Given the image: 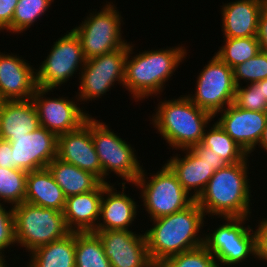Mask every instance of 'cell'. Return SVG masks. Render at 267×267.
Wrapping results in <instances>:
<instances>
[{"label":"cell","instance_id":"1","mask_svg":"<svg viewBox=\"0 0 267 267\" xmlns=\"http://www.w3.org/2000/svg\"><path fill=\"white\" fill-rule=\"evenodd\" d=\"M133 48L132 42L129 43L123 88L131 93L129 95H132L135 102L162 94L166 88L165 83L173 76L188 54V50L180 44L166 49L164 47L159 50L139 51V54H135Z\"/></svg>","mask_w":267,"mask_h":267},{"label":"cell","instance_id":"2","mask_svg":"<svg viewBox=\"0 0 267 267\" xmlns=\"http://www.w3.org/2000/svg\"><path fill=\"white\" fill-rule=\"evenodd\" d=\"M249 158L227 164L214 172L204 191L195 200L205 216L250 217L252 205L249 182ZM248 163V164H247ZM248 174V175H247Z\"/></svg>","mask_w":267,"mask_h":267},{"label":"cell","instance_id":"3","mask_svg":"<svg viewBox=\"0 0 267 267\" xmlns=\"http://www.w3.org/2000/svg\"><path fill=\"white\" fill-rule=\"evenodd\" d=\"M204 219L203 210L194 201L184 210L150 220L153 226L144 234L151 260L163 261L203 245L204 233L201 229L206 223Z\"/></svg>","mask_w":267,"mask_h":267},{"label":"cell","instance_id":"4","mask_svg":"<svg viewBox=\"0 0 267 267\" xmlns=\"http://www.w3.org/2000/svg\"><path fill=\"white\" fill-rule=\"evenodd\" d=\"M182 96V97H181ZM163 100L153 113V127L172 150L190 149L201 143L205 129L214 116L197 107L186 95ZM152 119V120H151Z\"/></svg>","mask_w":267,"mask_h":267},{"label":"cell","instance_id":"5","mask_svg":"<svg viewBox=\"0 0 267 267\" xmlns=\"http://www.w3.org/2000/svg\"><path fill=\"white\" fill-rule=\"evenodd\" d=\"M16 245L29 253L70 233L63 212L27 202L12 207Z\"/></svg>","mask_w":267,"mask_h":267},{"label":"cell","instance_id":"6","mask_svg":"<svg viewBox=\"0 0 267 267\" xmlns=\"http://www.w3.org/2000/svg\"><path fill=\"white\" fill-rule=\"evenodd\" d=\"M109 129L106 122H100L91 115V137L102 168V182L110 183L107 176L113 172L122 181L134 184L143 170V164L137 159L136 149Z\"/></svg>","mask_w":267,"mask_h":267},{"label":"cell","instance_id":"7","mask_svg":"<svg viewBox=\"0 0 267 267\" xmlns=\"http://www.w3.org/2000/svg\"><path fill=\"white\" fill-rule=\"evenodd\" d=\"M143 169L137 181L131 185L141 188L140 198L151 220L184 210L195 201L165 163L159 171L149 175L151 178Z\"/></svg>","mask_w":267,"mask_h":267},{"label":"cell","instance_id":"8","mask_svg":"<svg viewBox=\"0 0 267 267\" xmlns=\"http://www.w3.org/2000/svg\"><path fill=\"white\" fill-rule=\"evenodd\" d=\"M116 9L113 2L107 1L100 12H90L79 26L72 29L81 41L87 60L119 48H128L130 42L122 37L124 22Z\"/></svg>","mask_w":267,"mask_h":267},{"label":"cell","instance_id":"9","mask_svg":"<svg viewBox=\"0 0 267 267\" xmlns=\"http://www.w3.org/2000/svg\"><path fill=\"white\" fill-rule=\"evenodd\" d=\"M248 218L221 217L225 223L211 233H204L203 245L216 258L219 267L243 265L250 256L255 259V233L250 225L244 226Z\"/></svg>","mask_w":267,"mask_h":267},{"label":"cell","instance_id":"10","mask_svg":"<svg viewBox=\"0 0 267 267\" xmlns=\"http://www.w3.org/2000/svg\"><path fill=\"white\" fill-rule=\"evenodd\" d=\"M69 31L53 43L48 56L36 69L38 88L57 89L62 84L65 85L78 70L81 72L83 69L87 59L81 41L72 29Z\"/></svg>","mask_w":267,"mask_h":267},{"label":"cell","instance_id":"11","mask_svg":"<svg viewBox=\"0 0 267 267\" xmlns=\"http://www.w3.org/2000/svg\"><path fill=\"white\" fill-rule=\"evenodd\" d=\"M195 93L186 95L197 107L213 116L234 102L233 69L214 54L197 76Z\"/></svg>","mask_w":267,"mask_h":267},{"label":"cell","instance_id":"12","mask_svg":"<svg viewBox=\"0 0 267 267\" xmlns=\"http://www.w3.org/2000/svg\"><path fill=\"white\" fill-rule=\"evenodd\" d=\"M127 48H119L101 56L86 60L79 76V87L76 94L80 102L98 100L107 95L115 82L120 86L125 79V60ZM98 98V99H97ZM93 99V100H92Z\"/></svg>","mask_w":267,"mask_h":267},{"label":"cell","instance_id":"13","mask_svg":"<svg viewBox=\"0 0 267 267\" xmlns=\"http://www.w3.org/2000/svg\"><path fill=\"white\" fill-rule=\"evenodd\" d=\"M50 91L53 92V90L37 88L31 99L35 105L40 126L56 136L79 128L91 116L88 111L86 113V110L80 108L77 96L75 99L63 97V95L50 98L47 97Z\"/></svg>","mask_w":267,"mask_h":267},{"label":"cell","instance_id":"14","mask_svg":"<svg viewBox=\"0 0 267 267\" xmlns=\"http://www.w3.org/2000/svg\"><path fill=\"white\" fill-rule=\"evenodd\" d=\"M8 141L14 169L26 172L44 169L57 157V136L42 126L22 136H11Z\"/></svg>","mask_w":267,"mask_h":267},{"label":"cell","instance_id":"15","mask_svg":"<svg viewBox=\"0 0 267 267\" xmlns=\"http://www.w3.org/2000/svg\"><path fill=\"white\" fill-rule=\"evenodd\" d=\"M112 267H144L150 260L144 233L132 230L94 231Z\"/></svg>","mask_w":267,"mask_h":267},{"label":"cell","instance_id":"16","mask_svg":"<svg viewBox=\"0 0 267 267\" xmlns=\"http://www.w3.org/2000/svg\"><path fill=\"white\" fill-rule=\"evenodd\" d=\"M221 113V114H220ZM214 117L221 128L248 154L257 147L267 121V111L241 109L234 103Z\"/></svg>","mask_w":267,"mask_h":267},{"label":"cell","instance_id":"17","mask_svg":"<svg viewBox=\"0 0 267 267\" xmlns=\"http://www.w3.org/2000/svg\"><path fill=\"white\" fill-rule=\"evenodd\" d=\"M57 158L102 181V168L91 137V116L79 128L57 136Z\"/></svg>","mask_w":267,"mask_h":267},{"label":"cell","instance_id":"18","mask_svg":"<svg viewBox=\"0 0 267 267\" xmlns=\"http://www.w3.org/2000/svg\"><path fill=\"white\" fill-rule=\"evenodd\" d=\"M9 54L0 52V96L4 101L29 100L38 88L36 68L19 54Z\"/></svg>","mask_w":267,"mask_h":267},{"label":"cell","instance_id":"19","mask_svg":"<svg viewBox=\"0 0 267 267\" xmlns=\"http://www.w3.org/2000/svg\"><path fill=\"white\" fill-rule=\"evenodd\" d=\"M121 184L122 191L117 192L115 184L104 183L100 216L95 231L131 230L129 227L137 219L139 205L134 198L124 192L126 182L123 181Z\"/></svg>","mask_w":267,"mask_h":267},{"label":"cell","instance_id":"20","mask_svg":"<svg viewBox=\"0 0 267 267\" xmlns=\"http://www.w3.org/2000/svg\"><path fill=\"white\" fill-rule=\"evenodd\" d=\"M180 151L185 153L183 157L178 153L173 154L174 156H170L165 164L177 176L183 189L196 200L215 171L211 164L200 159L191 149H181Z\"/></svg>","mask_w":267,"mask_h":267},{"label":"cell","instance_id":"21","mask_svg":"<svg viewBox=\"0 0 267 267\" xmlns=\"http://www.w3.org/2000/svg\"><path fill=\"white\" fill-rule=\"evenodd\" d=\"M104 183L95 190L66 198L63 215L70 232H94L100 216Z\"/></svg>","mask_w":267,"mask_h":267},{"label":"cell","instance_id":"22","mask_svg":"<svg viewBox=\"0 0 267 267\" xmlns=\"http://www.w3.org/2000/svg\"><path fill=\"white\" fill-rule=\"evenodd\" d=\"M221 21L223 38L256 37L262 5L259 0H235L223 3Z\"/></svg>","mask_w":267,"mask_h":267},{"label":"cell","instance_id":"23","mask_svg":"<svg viewBox=\"0 0 267 267\" xmlns=\"http://www.w3.org/2000/svg\"><path fill=\"white\" fill-rule=\"evenodd\" d=\"M40 127L32 99L3 101L0 108V139L22 136Z\"/></svg>","mask_w":267,"mask_h":267},{"label":"cell","instance_id":"24","mask_svg":"<svg viewBox=\"0 0 267 267\" xmlns=\"http://www.w3.org/2000/svg\"><path fill=\"white\" fill-rule=\"evenodd\" d=\"M25 202L63 212L66 197L48 168L27 172Z\"/></svg>","mask_w":267,"mask_h":267},{"label":"cell","instance_id":"25","mask_svg":"<svg viewBox=\"0 0 267 267\" xmlns=\"http://www.w3.org/2000/svg\"><path fill=\"white\" fill-rule=\"evenodd\" d=\"M65 197L95 190L102 181L91 172L80 169L59 158L53 159L47 166Z\"/></svg>","mask_w":267,"mask_h":267},{"label":"cell","instance_id":"26","mask_svg":"<svg viewBox=\"0 0 267 267\" xmlns=\"http://www.w3.org/2000/svg\"><path fill=\"white\" fill-rule=\"evenodd\" d=\"M28 256L27 267H75V232L37 247Z\"/></svg>","mask_w":267,"mask_h":267},{"label":"cell","instance_id":"27","mask_svg":"<svg viewBox=\"0 0 267 267\" xmlns=\"http://www.w3.org/2000/svg\"><path fill=\"white\" fill-rule=\"evenodd\" d=\"M75 267H112L95 232H75Z\"/></svg>","mask_w":267,"mask_h":267},{"label":"cell","instance_id":"28","mask_svg":"<svg viewBox=\"0 0 267 267\" xmlns=\"http://www.w3.org/2000/svg\"><path fill=\"white\" fill-rule=\"evenodd\" d=\"M213 123L208 130L205 129L201 141L203 146L210 148L216 155L221 156L227 164H236L249 157L217 122Z\"/></svg>","mask_w":267,"mask_h":267},{"label":"cell","instance_id":"29","mask_svg":"<svg viewBox=\"0 0 267 267\" xmlns=\"http://www.w3.org/2000/svg\"><path fill=\"white\" fill-rule=\"evenodd\" d=\"M224 45L215 52L216 56L232 69L260 51L257 37L224 38Z\"/></svg>","mask_w":267,"mask_h":267},{"label":"cell","instance_id":"30","mask_svg":"<svg viewBox=\"0 0 267 267\" xmlns=\"http://www.w3.org/2000/svg\"><path fill=\"white\" fill-rule=\"evenodd\" d=\"M26 178L24 170L0 167V204L14 207L25 202Z\"/></svg>","mask_w":267,"mask_h":267},{"label":"cell","instance_id":"31","mask_svg":"<svg viewBox=\"0 0 267 267\" xmlns=\"http://www.w3.org/2000/svg\"><path fill=\"white\" fill-rule=\"evenodd\" d=\"M54 0H19L11 23V34L24 33L48 11Z\"/></svg>","mask_w":267,"mask_h":267},{"label":"cell","instance_id":"32","mask_svg":"<svg viewBox=\"0 0 267 267\" xmlns=\"http://www.w3.org/2000/svg\"><path fill=\"white\" fill-rule=\"evenodd\" d=\"M234 82L241 86V80L253 84L267 78V53L259 51L253 58L233 68Z\"/></svg>","mask_w":267,"mask_h":267},{"label":"cell","instance_id":"33","mask_svg":"<svg viewBox=\"0 0 267 267\" xmlns=\"http://www.w3.org/2000/svg\"><path fill=\"white\" fill-rule=\"evenodd\" d=\"M167 267H219L216 258L204 245L163 260Z\"/></svg>","mask_w":267,"mask_h":267},{"label":"cell","instance_id":"34","mask_svg":"<svg viewBox=\"0 0 267 267\" xmlns=\"http://www.w3.org/2000/svg\"><path fill=\"white\" fill-rule=\"evenodd\" d=\"M233 103L241 109L267 111V100L258 83L246 84V87L236 86Z\"/></svg>","mask_w":267,"mask_h":267},{"label":"cell","instance_id":"35","mask_svg":"<svg viewBox=\"0 0 267 267\" xmlns=\"http://www.w3.org/2000/svg\"><path fill=\"white\" fill-rule=\"evenodd\" d=\"M4 203L0 204V255H5L4 249L16 244L14 216L12 207L7 211Z\"/></svg>","mask_w":267,"mask_h":267},{"label":"cell","instance_id":"36","mask_svg":"<svg viewBox=\"0 0 267 267\" xmlns=\"http://www.w3.org/2000/svg\"><path fill=\"white\" fill-rule=\"evenodd\" d=\"M260 222V223H259ZM255 229L256 260L267 262V218H262Z\"/></svg>","mask_w":267,"mask_h":267},{"label":"cell","instance_id":"37","mask_svg":"<svg viewBox=\"0 0 267 267\" xmlns=\"http://www.w3.org/2000/svg\"><path fill=\"white\" fill-rule=\"evenodd\" d=\"M19 0H0V31L11 33V23Z\"/></svg>","mask_w":267,"mask_h":267},{"label":"cell","instance_id":"38","mask_svg":"<svg viewBox=\"0 0 267 267\" xmlns=\"http://www.w3.org/2000/svg\"><path fill=\"white\" fill-rule=\"evenodd\" d=\"M200 159L205 160L209 164L213 166V170L217 171L221 169L223 166L227 165V163L222 159L221 156L216 155L210 148L203 146L199 143L196 146L190 148Z\"/></svg>","mask_w":267,"mask_h":267},{"label":"cell","instance_id":"39","mask_svg":"<svg viewBox=\"0 0 267 267\" xmlns=\"http://www.w3.org/2000/svg\"><path fill=\"white\" fill-rule=\"evenodd\" d=\"M257 39L260 44V51L267 53V11L262 9L258 20Z\"/></svg>","mask_w":267,"mask_h":267},{"label":"cell","instance_id":"40","mask_svg":"<svg viewBox=\"0 0 267 267\" xmlns=\"http://www.w3.org/2000/svg\"><path fill=\"white\" fill-rule=\"evenodd\" d=\"M0 167L14 169L11 143L4 139H0Z\"/></svg>","mask_w":267,"mask_h":267},{"label":"cell","instance_id":"41","mask_svg":"<svg viewBox=\"0 0 267 267\" xmlns=\"http://www.w3.org/2000/svg\"><path fill=\"white\" fill-rule=\"evenodd\" d=\"M257 145L267 152V121L265 124V128L262 132L261 138Z\"/></svg>","mask_w":267,"mask_h":267},{"label":"cell","instance_id":"42","mask_svg":"<svg viewBox=\"0 0 267 267\" xmlns=\"http://www.w3.org/2000/svg\"><path fill=\"white\" fill-rule=\"evenodd\" d=\"M144 267H167L163 261L150 260Z\"/></svg>","mask_w":267,"mask_h":267},{"label":"cell","instance_id":"43","mask_svg":"<svg viewBox=\"0 0 267 267\" xmlns=\"http://www.w3.org/2000/svg\"><path fill=\"white\" fill-rule=\"evenodd\" d=\"M261 86V92L263 97H266L267 100V78L257 82Z\"/></svg>","mask_w":267,"mask_h":267},{"label":"cell","instance_id":"44","mask_svg":"<svg viewBox=\"0 0 267 267\" xmlns=\"http://www.w3.org/2000/svg\"><path fill=\"white\" fill-rule=\"evenodd\" d=\"M6 256H4V255H0V267H8L7 266V262H6Z\"/></svg>","mask_w":267,"mask_h":267},{"label":"cell","instance_id":"45","mask_svg":"<svg viewBox=\"0 0 267 267\" xmlns=\"http://www.w3.org/2000/svg\"><path fill=\"white\" fill-rule=\"evenodd\" d=\"M262 5V9L267 11V0H259Z\"/></svg>","mask_w":267,"mask_h":267},{"label":"cell","instance_id":"46","mask_svg":"<svg viewBox=\"0 0 267 267\" xmlns=\"http://www.w3.org/2000/svg\"><path fill=\"white\" fill-rule=\"evenodd\" d=\"M3 99H2V97L0 96V108H1V106H2V103H3Z\"/></svg>","mask_w":267,"mask_h":267}]
</instances>
